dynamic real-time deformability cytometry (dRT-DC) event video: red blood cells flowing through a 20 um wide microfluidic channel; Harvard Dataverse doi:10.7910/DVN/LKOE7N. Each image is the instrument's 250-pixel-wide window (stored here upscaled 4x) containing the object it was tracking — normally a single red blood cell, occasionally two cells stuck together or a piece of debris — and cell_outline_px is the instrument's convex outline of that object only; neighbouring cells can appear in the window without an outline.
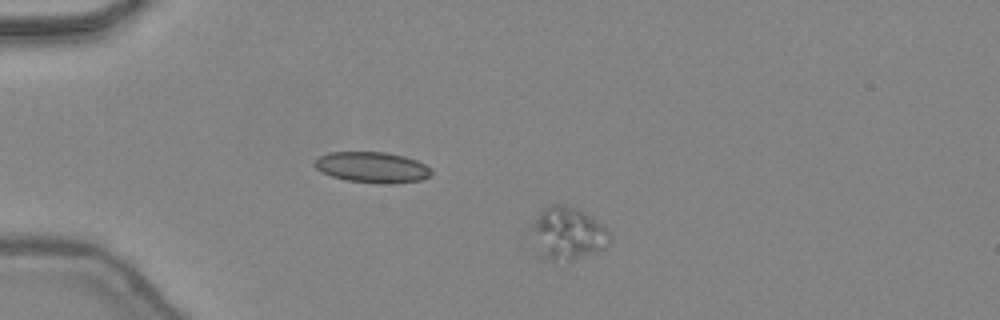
{"species": "common noctule bat (a hibernating species)", "species_latin": "Nyctalus noctula", "temperature_condition": "warm", "stored_images_in_passage": 40, "camera_frame_rate_fps": 3000, "um_per_image_px": 0.085, "animal": {"sex": "female", "body_mass_g": 24.6, "forearm_length_mm": 56.2}, "frame": {"image": 1, "passage_image": 1, "time_ms": 0.0, "image_size_px": [1000, 320], "cell_outline_px": [[608, 244], [604, 248], [596, 252], [568, 264], [552, 264], [540, 256], [528, 224], [548, 204], [564, 204], [580, 208], [604, 224], [608, 228]], "centroid_in_image_um": [48.21, 19.88], "position_along_channel_um": 36.8, "area_um2": 25.32}}
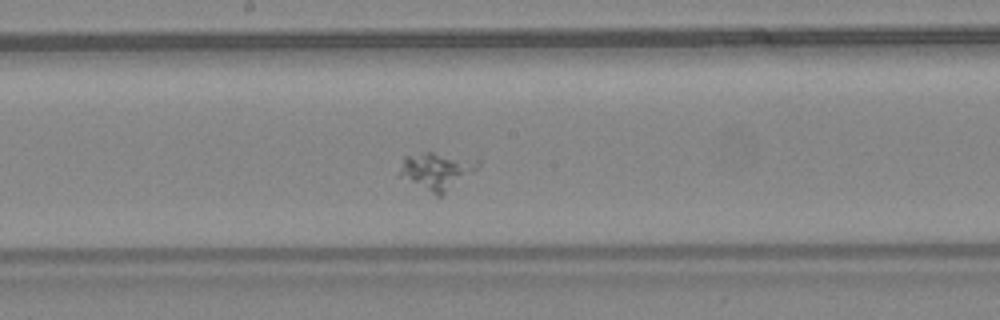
{"frame": {"image": 2, "passage_image": 18, "time_ms": 5.667, "image_size_px": [1000, 320], "cell_outline_px": [[480, 164], [472, 172], [444, 196], [436, 196], [396, 176], [404, 156], [424, 152], [432, 152], [480, 156]], "centroid_in_image_um": [37.15, 14.51], "position_along_channel_um": 211.1, "area_um2": 17.98}}
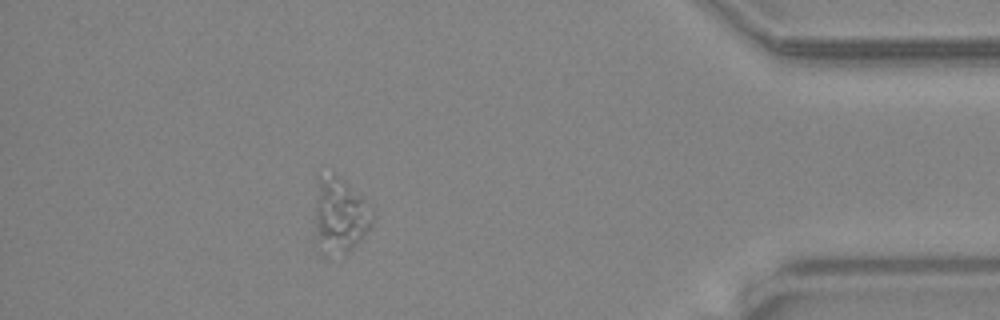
{"frame": {"image": 3, "passage_image": 35, "time_ms": 11.333, "image_size_px": [1000, 320], "cell_outline_px": [[376, 216], [372, 224], [360, 244], [344, 256], [316, 236], [316, 176], [336, 176], [348, 184], [364, 200]], "centroid_in_image_um": [28.98, 18.25], "position_along_channel_um": 406.2, "area_um2": 24.04}}